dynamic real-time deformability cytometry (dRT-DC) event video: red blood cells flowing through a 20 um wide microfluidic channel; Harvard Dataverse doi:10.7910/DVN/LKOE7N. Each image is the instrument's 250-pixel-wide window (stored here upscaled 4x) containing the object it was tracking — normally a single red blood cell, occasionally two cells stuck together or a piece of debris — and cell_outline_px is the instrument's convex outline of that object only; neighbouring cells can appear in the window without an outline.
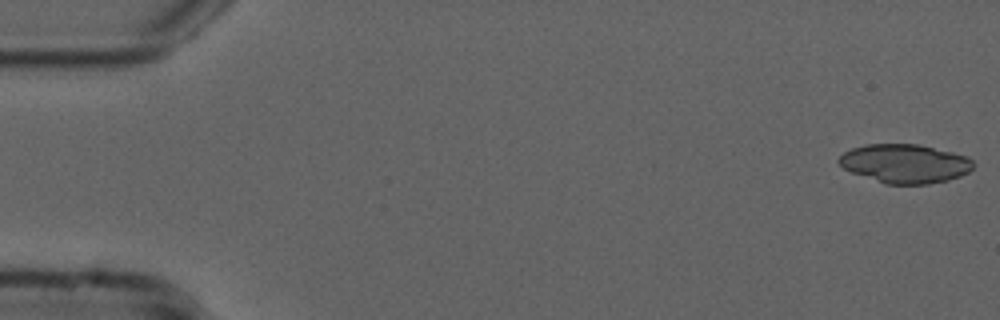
{"species": "common noctule bat (a hibernating species)", "species_latin": "Nyctalus noctula", "temperature_condition": "cold", "stored_images_in_passage": 53, "segment_of_instrument_passage": [1, 2], "camera_frame_rate_fps": 3000, "um_per_image_px": 0.085, "animal": {"sex": "male", "forearm_length_mm": 52.5}, "frame": {"image": 1, "passage_image": 1, "time_ms": 0.0, "image_size_px": [1000, 320], "cell_outline_px": [[976, 164], [968, 172], [960, 176], [948, 180], [928, 184], [884, 184], [852, 172], [844, 168], [836, 160], [844, 152], [852, 148], [864, 144], [920, 144], [968, 156]], "centroid_in_image_um": [76.93, 13.9], "position_along_channel_um": 8.1, "area_um2": 30.58}}